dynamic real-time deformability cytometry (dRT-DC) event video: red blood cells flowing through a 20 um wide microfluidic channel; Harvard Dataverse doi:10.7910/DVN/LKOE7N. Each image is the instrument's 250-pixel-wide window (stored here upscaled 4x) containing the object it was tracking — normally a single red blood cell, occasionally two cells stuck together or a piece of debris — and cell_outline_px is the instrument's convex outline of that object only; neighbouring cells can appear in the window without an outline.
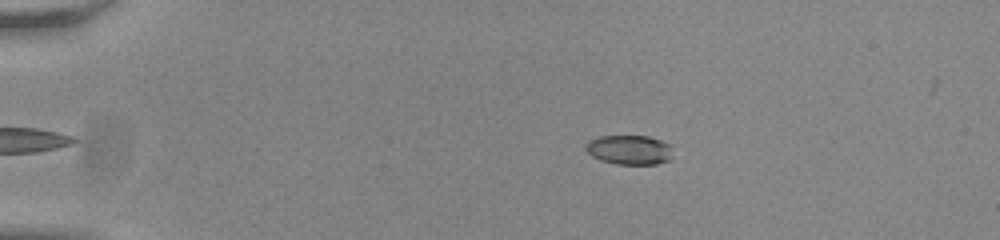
{"species": "common noctule bat (a hibernating species)", "species_latin": "Nyctalus noctula", "temperature_condition": "room temperature", "stored_images_in_passage": 51, "camera_frame_rate_fps": 3000, "um_per_image_px": 0.085, "animal": {"sex": "male", "body_mass_g": 20.0, "forearm_length_mm": 53.3}, "frame": {"image": 1, "passage_image": 6, "time_ms": 1.667, "image_size_px": [1000, 240], "cell_outline_px": [[672, 144], [668, 160], [656, 164], [616, 164], [600, 160], [592, 156], [584, 148], [584, 144], [600, 136], [648, 136]], "centroid_in_image_um": [53.47, 12.73], "position_along_channel_um": 31.5, "area_um2": 14.85}}
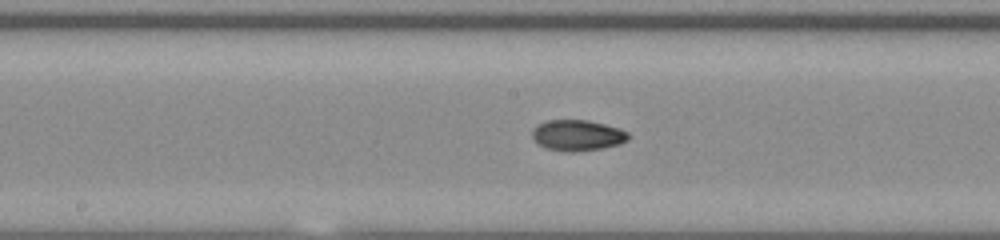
{"frame": {"image": 2, "passage_image": 25, "time_ms": 8.0, "image_size_px": [1000, 240], "cell_outline_px": [[632, 136], [628, 140], [620, 144], [600, 148], [572, 152], [564, 152], [548, 148], [540, 144], [532, 136], [532, 128], [548, 120], [588, 120], [620, 128], [628, 132]], "centroid_in_image_um": [49.13, 11.49], "position_along_channel_um": 199.1, "area_um2": 17.22}}
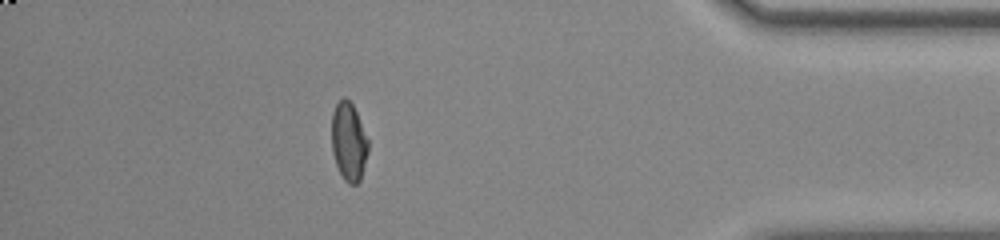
{"frame": {"image": 3, "passage_image": 44, "time_ms": 14.333, "image_size_px": [1000, 240], "cell_outline_px": [[368, 152], [360, 180], [356, 184], [348, 184], [344, 180], [336, 164], [332, 152], [332, 112], [336, 104], [344, 96], [352, 104], [356, 112], [368, 140]], "centroid_in_image_um": [29.63, 12.05], "position_along_channel_um": 405.6, "area_um2": 16.53}}